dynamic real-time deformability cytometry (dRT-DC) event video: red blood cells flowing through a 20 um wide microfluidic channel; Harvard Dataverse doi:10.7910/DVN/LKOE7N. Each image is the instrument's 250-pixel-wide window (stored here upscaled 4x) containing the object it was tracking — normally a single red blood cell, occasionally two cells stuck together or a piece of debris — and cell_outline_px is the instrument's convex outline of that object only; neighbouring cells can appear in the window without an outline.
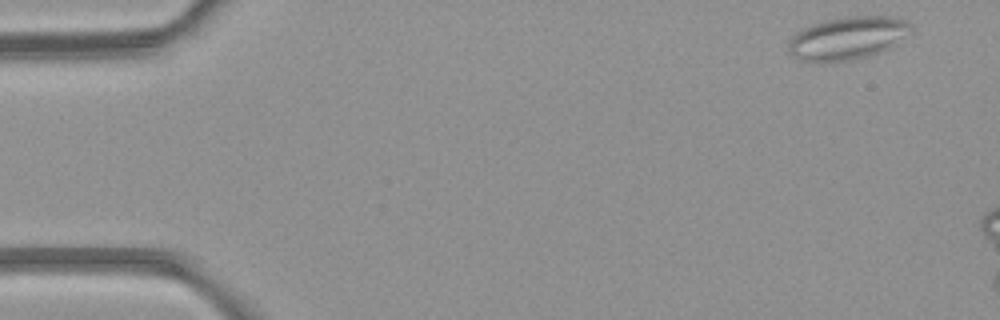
{"species": "common noctule bat (a hibernating species)", "species_latin": "Nyctalus noctula", "temperature_condition": "room temperature", "stored_images_in_passage": 4, "camera_frame_rate_fps": 3000, "um_per_image_px": 0.085, "animal": {"sex": "female", "body_mass_g": 21.9}, "frame": {"image": 1, "passage_image": 1, "time_ms": 0.0, "image_size_px": [1000, 320], "cell_outline_px": [[912, 32], [888, 48], [880, 52], [868, 56], [848, 60], [800, 60], [792, 56], [788, 52], [788, 44], [792, 36], [796, 32], [812, 24], [844, 16], [896, 16], [908, 20], [912, 24]], "centroid_in_image_um": [72.09, 3.2], "position_along_channel_um": 12.9, "area_um2": 30.4}}